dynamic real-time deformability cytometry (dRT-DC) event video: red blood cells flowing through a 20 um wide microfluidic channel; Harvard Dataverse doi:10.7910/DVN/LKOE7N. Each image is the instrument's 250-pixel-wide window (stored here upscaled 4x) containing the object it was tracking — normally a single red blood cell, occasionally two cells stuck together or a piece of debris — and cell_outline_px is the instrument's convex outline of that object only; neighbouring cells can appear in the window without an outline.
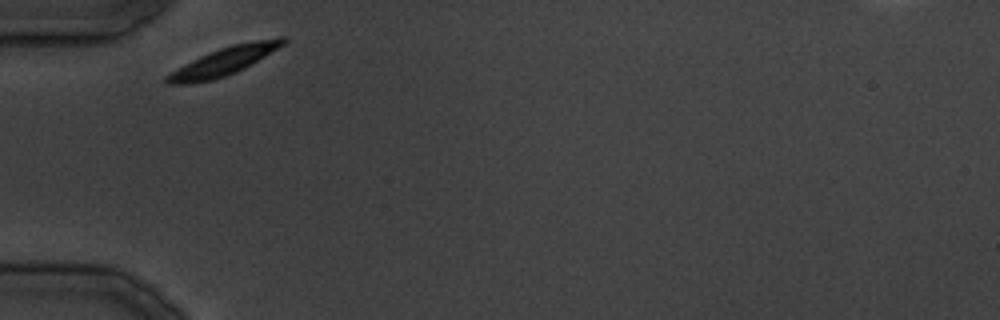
{"species": "common noctule bat (a hibernating species)", "species_latin": "Nyctalus noctula", "temperature_condition": "cold", "stored_images_in_passage": 21, "camera_frame_rate_fps": 3000, "um_per_image_px": 0.085, "animal": {"sex": "male", "body_mass_g": 19.5, "forearm_length_mm": 54.6}, "frame": {"image": 1, "passage_image": 1, "time_ms": 0.0, "image_size_px": [1000, 320], "cell_outline_px": [[288, 40], [284, 44], [244, 68], [236, 72], [212, 80], [188, 84], [168, 84], [164, 80], [164, 76], [184, 64], [200, 56], [220, 48], [232, 44], [280, 36], [284, 36]], "centroid_in_image_um": [19.01, 5.2], "position_along_channel_um": 66.0, "area_um2": 18.79}}
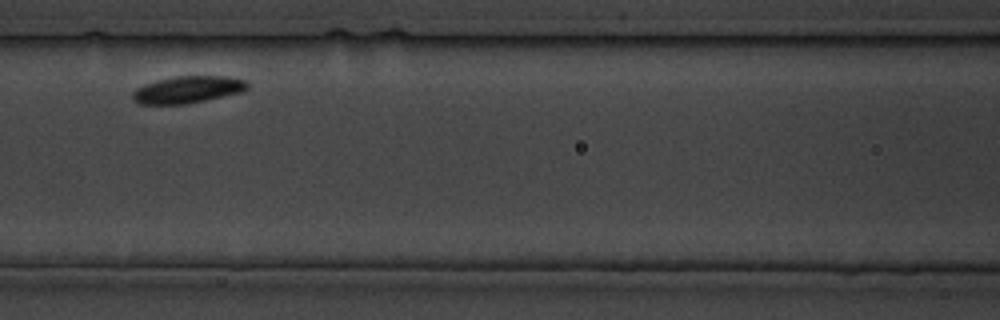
{"frame": {"image": 2, "passage_image": 6, "time_ms": 6.667, "image_size_px": [1000, 320], "cell_outline_px": [[248, 88], [244, 92], [188, 104], [140, 104], [132, 100], [132, 92], [136, 88], [144, 84], [156, 80], [176, 76], [228, 76], [248, 80]], "centroid_in_image_um": [15.98, 7.62], "position_along_channel_um": 150.6, "area_um2": 18.44}}
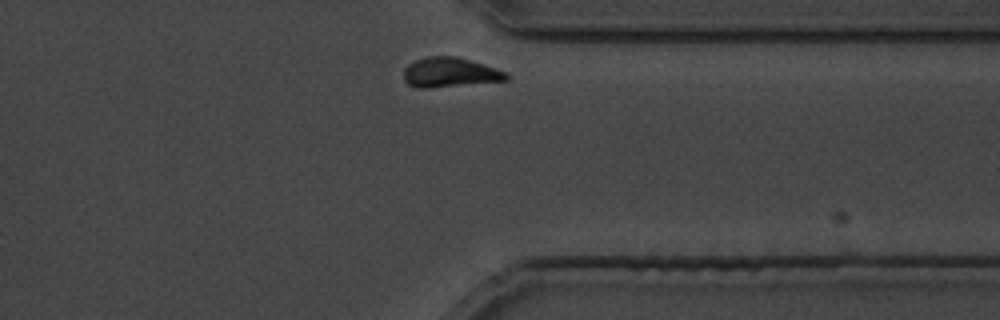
{"frame": {"image": 3, "passage_image": 20, "time_ms": 23.333, "image_size_px": [1000, 320], "cell_outline_px": [[508, 80], [428, 88], [416, 88], [408, 84], [404, 80], [404, 68], [408, 64], [416, 60], [428, 56], [456, 56], [504, 72], [508, 76]], "centroid_in_image_um": [38.16, 6.16], "position_along_channel_um": 373.2, "area_um2": 17.34}}